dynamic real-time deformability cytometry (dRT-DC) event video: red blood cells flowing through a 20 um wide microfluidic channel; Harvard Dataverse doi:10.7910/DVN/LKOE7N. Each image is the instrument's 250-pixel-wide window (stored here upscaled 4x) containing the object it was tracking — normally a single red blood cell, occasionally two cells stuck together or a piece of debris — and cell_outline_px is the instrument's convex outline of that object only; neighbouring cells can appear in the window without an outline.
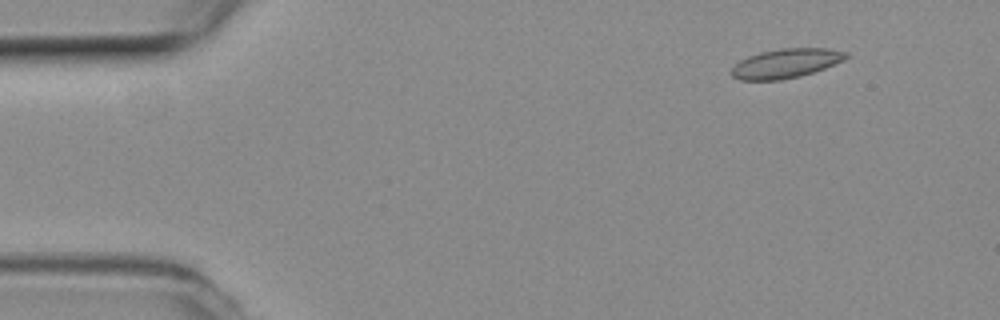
{"species": "common noctule bat (a hibernating species)", "species_latin": "Nyctalus noctula", "temperature_condition": "room temperature", "stored_images_in_passage": 49, "camera_frame_rate_fps": 3000, "um_per_image_px": 0.085, "animal": {"sex": "female", "body_mass_g": 19.3, "forearm_length_mm": 54.1}, "frame": {"image": 1, "passage_image": 1, "time_ms": 0.0, "image_size_px": [1000, 320], "cell_outline_px": [[848, 56], [844, 60], [824, 68], [800, 76], [780, 80], [740, 80], [732, 76], [732, 68], [740, 60], [748, 56], [760, 52], [780, 48], [828, 48], [848, 52]], "centroid_in_image_um": [66.8, 5.38], "position_along_channel_um": 18.2, "area_um2": 19.48}}
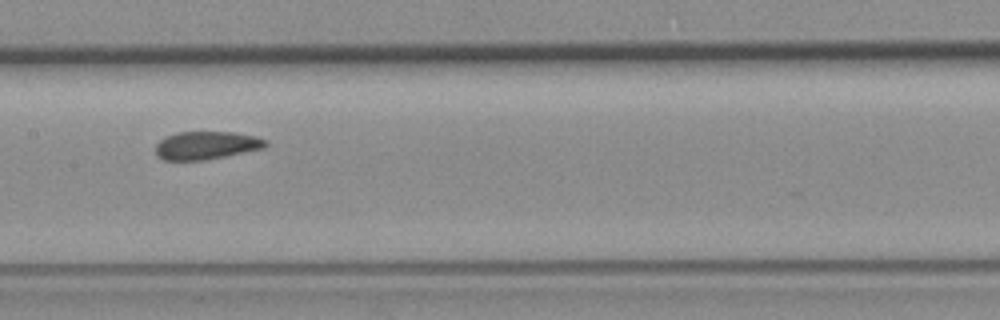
{"frame": {"image": 2, "passage_image": 22, "time_ms": 7.0, "image_size_px": [1000, 320], "cell_outline_px": [[268, 144], [264, 148], [224, 156], [200, 160], [164, 160], [156, 156], [156, 144], [160, 140], [176, 132], [236, 132], [256, 136], [268, 140]], "centroid_in_image_um": [17.55, 12.34], "position_along_channel_um": 189.8, "area_um2": 17.92}}
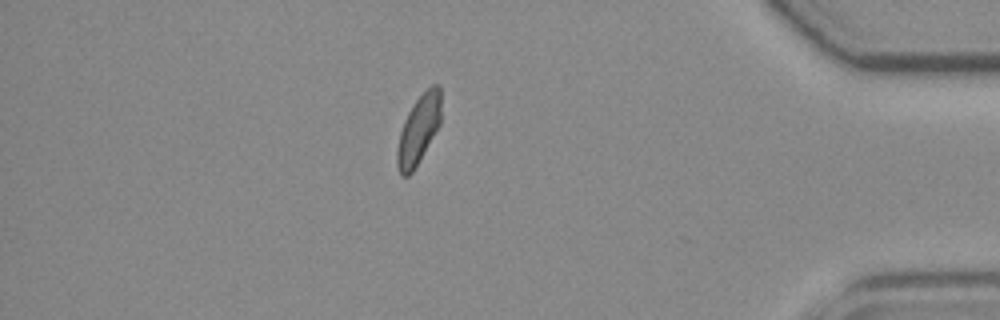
{"frame": {"image": 3, "passage_image": 42, "time_ms": 13.667, "image_size_px": [1000, 320], "cell_outline_px": [[440, 124], [412, 172], [408, 176], [400, 176], [396, 164], [396, 148], [400, 132], [404, 120], [408, 112], [416, 100], [432, 84], [440, 84]], "centroid_in_image_um": [35.55, 11.03], "position_along_channel_um": 399.6, "area_um2": 17.4}, "authors_computed_cell_mechanics": {"area_um2": 18.3804, "velocity_mm_per_s": 3.7877, "shape_relaxation_time_tau1_ms": 7.3113, "shape_relaxation_time_tau2_ms": 1.3691, "deformation_change_tau1": 0.1285, "deformation_change_tau2": 0.0611}}